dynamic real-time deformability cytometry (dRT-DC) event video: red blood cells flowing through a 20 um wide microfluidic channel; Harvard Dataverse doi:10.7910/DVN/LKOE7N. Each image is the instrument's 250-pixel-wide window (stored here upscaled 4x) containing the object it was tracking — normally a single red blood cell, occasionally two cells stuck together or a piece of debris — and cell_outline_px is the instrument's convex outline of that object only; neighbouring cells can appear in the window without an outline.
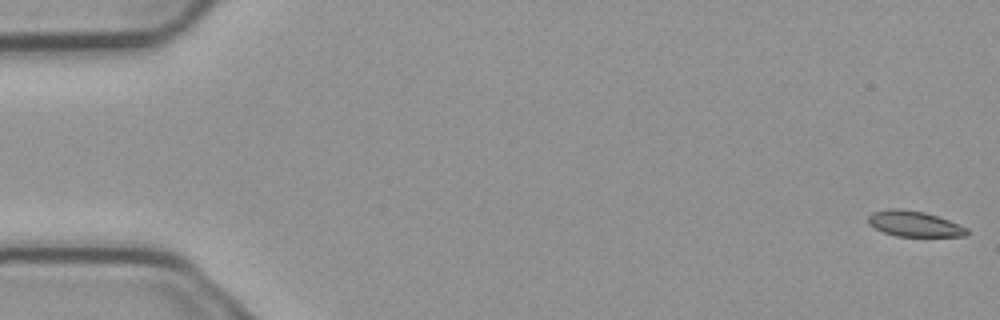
{"species": "common noctule bat (a hibernating species)", "species_latin": "Nyctalus noctula", "temperature_condition": "cold", "stored_images_in_passage": 5, "camera_frame_rate_fps": 3000, "um_per_image_px": 0.085, "animal": {"sex": "male", "body_mass_g": 23.1, "forearm_length_mm": 52.7}, "frame": {"image": 1, "passage_image": 1, "time_ms": 0.0, "image_size_px": [1000, 320], "cell_outline_px": [[968, 236], [896, 236], [884, 232], [868, 224], [868, 216], [872, 212], [892, 208], [900, 208], [924, 212], [960, 224], [968, 228]], "centroid_in_image_um": [77.72, 19.02], "position_along_channel_um": 7.3, "area_um2": 14.68}}